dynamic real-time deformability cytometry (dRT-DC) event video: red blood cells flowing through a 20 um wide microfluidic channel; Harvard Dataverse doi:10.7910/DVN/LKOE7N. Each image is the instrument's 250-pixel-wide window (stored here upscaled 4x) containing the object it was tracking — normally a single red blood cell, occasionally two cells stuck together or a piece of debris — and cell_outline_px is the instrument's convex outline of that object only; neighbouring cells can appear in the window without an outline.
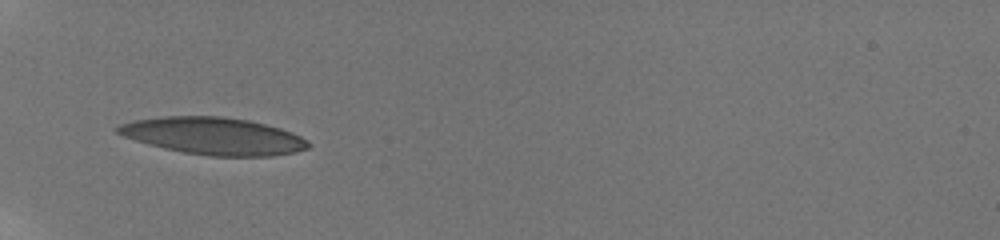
{"species": "human", "species_latin": "Homo sapiens", "temperature_condition": "room temperature", "stored_images_in_passage": 51, "camera_frame_rate_fps": 3000, "um_per_image_px": 0.085, "donor": {"sex": "male"}, "frame": {"image": 1, "passage_image": 1, "time_ms": 0.0, "image_size_px": [1000, 240], "cell_outline_px": [[312, 144], [308, 148], [296, 152], [272, 156], [208, 156], [184, 152], [164, 148], [148, 144], [124, 136], [116, 132], [112, 128], [120, 124], [132, 120], [160, 116], [224, 116], [248, 120], [280, 128], [292, 132], [308, 140]], "centroid_in_image_um": [18.14, 11.55], "position_along_channel_um": 66.9, "area_um2": 41.5}}
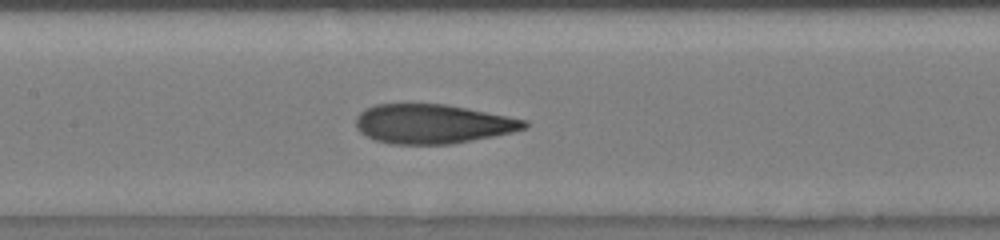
{"frame": {"image": 2, "passage_image": 16, "time_ms": 3.0, "image_size_px": [1000, 240], "cell_outline_px": [[528, 128], [512, 132], [452, 144], [388, 144], [376, 140], [360, 132], [356, 128], [356, 116], [364, 108], [376, 104], [444, 104], [508, 116], [528, 120]], "centroid_in_image_um": [36.75, 10.53], "position_along_channel_um": 170.6, "area_um2": 38.55}}
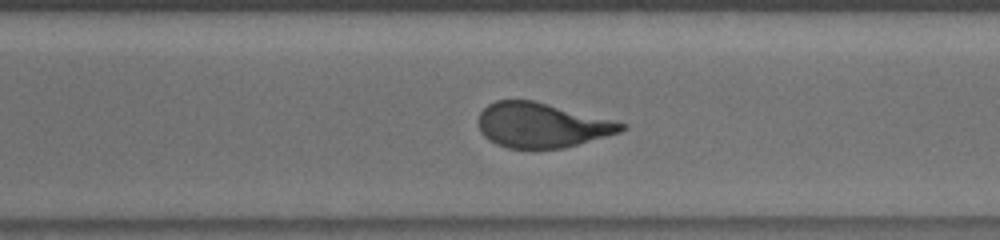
{"frame": {"image": 3, "passage_image": 33, "time_ms": 7.0, "image_size_px": [1000, 240], "cell_outline_px": [[628, 128], [620, 132], [564, 148], [508, 148], [496, 144], [488, 140], [480, 132], [476, 120], [480, 112], [488, 104], [496, 100], [536, 100], [616, 120], [628, 124]], "centroid_in_image_um": [46.05, 10.62], "position_along_channel_um": 324.5, "area_um2": 37.86}, "authors_computed_cell_mechanics": {"area_um2": 38.8994, "velocity_mm_per_s": 3.8702, "shape_relaxation_time_tau1_ms": 5.4508, "shape_relaxation_time_tau2_ms": 1.2851, "deformation_change_tau1": 0.2194, "deformation_change_tau2": 0.0936}}